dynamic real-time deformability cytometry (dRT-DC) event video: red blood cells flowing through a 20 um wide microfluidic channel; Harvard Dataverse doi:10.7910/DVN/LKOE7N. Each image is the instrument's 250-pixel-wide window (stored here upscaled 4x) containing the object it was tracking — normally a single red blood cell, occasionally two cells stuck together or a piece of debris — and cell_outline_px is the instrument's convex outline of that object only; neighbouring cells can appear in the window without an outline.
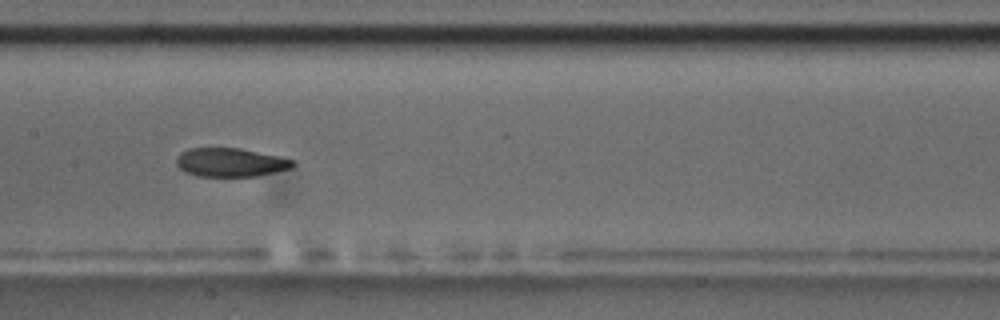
{"species": "common noctule bat (a hibernating species)", "species_latin": "Nyctalus noctula", "temperature_condition": "room temperature", "stored_images_in_passage": 15, "camera_frame_rate_fps": 3000, "um_per_image_px": 0.085, "animal": {"sex": "male", "body_mass_g": 17.5, "forearm_length_mm": 52.3}, "frame": {"image": 1, "passage_image": 7, "time_ms": 7.667, "image_size_px": [1000, 320], "cell_outline_px": [[296, 164], [292, 168], [256, 176], [196, 176], [184, 172], [176, 164], [176, 156], [180, 152], [188, 148], [240, 148], [276, 156], [292, 160]], "centroid_in_image_um": [19.53, 13.8], "position_along_channel_um": 187.9, "area_um2": 19.42}, "authors_computed_cell_mechanics": {"area_um2": 20.8658, "velocity_mm_per_s": 3.4426, "shape_relaxation_time_tau1_ms": 7.1023, "shape_relaxation_time_tau2_ms": 3.163, "deformation_change_tau1": 0.1654, "deformation_change_tau2": 0.0826}}